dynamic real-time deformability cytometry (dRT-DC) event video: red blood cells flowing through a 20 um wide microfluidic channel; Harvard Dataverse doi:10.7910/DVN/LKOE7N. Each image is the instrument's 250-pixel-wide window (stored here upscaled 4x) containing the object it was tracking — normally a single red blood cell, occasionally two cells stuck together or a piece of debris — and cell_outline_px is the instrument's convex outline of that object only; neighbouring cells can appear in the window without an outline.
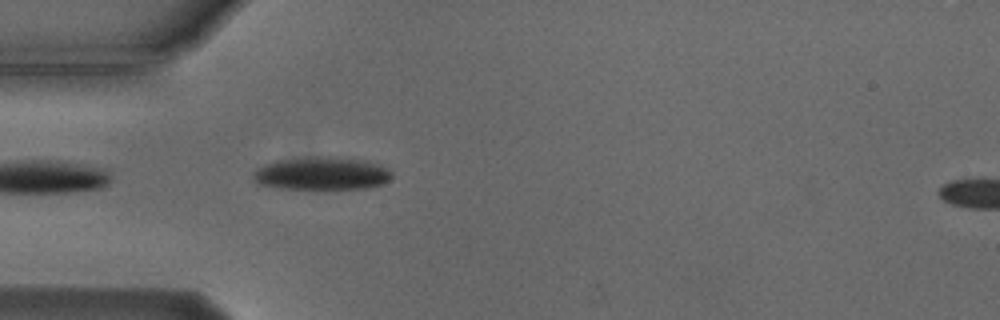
{"species": "Egyptian fruit bat (a non-hibernating species)", "species_latin": "Rousettus aegyptiacus", "temperature_condition": "cold", "stored_images_in_passage": 6, "segment_of_instrument_passage": [1, 2], "camera_frame_rate_fps": 3000, "um_per_image_px": 0.085, "animal": {"sex": "male"}, "frame": {"image": 1, "passage_image": 5, "time_ms": 4.667, "image_size_px": [1000, 320], "cell_outline_px": [[392, 176], [388, 180], [380, 184], [368, 188], [280, 188], [260, 184], [252, 176], [252, 172], [256, 168], [264, 164], [276, 160], [312, 156], [332, 156], [364, 160], [380, 164], [392, 172]], "centroid_in_image_um": [27.33, 14.72], "position_along_channel_um": 57.7, "area_um2": 26.59}}